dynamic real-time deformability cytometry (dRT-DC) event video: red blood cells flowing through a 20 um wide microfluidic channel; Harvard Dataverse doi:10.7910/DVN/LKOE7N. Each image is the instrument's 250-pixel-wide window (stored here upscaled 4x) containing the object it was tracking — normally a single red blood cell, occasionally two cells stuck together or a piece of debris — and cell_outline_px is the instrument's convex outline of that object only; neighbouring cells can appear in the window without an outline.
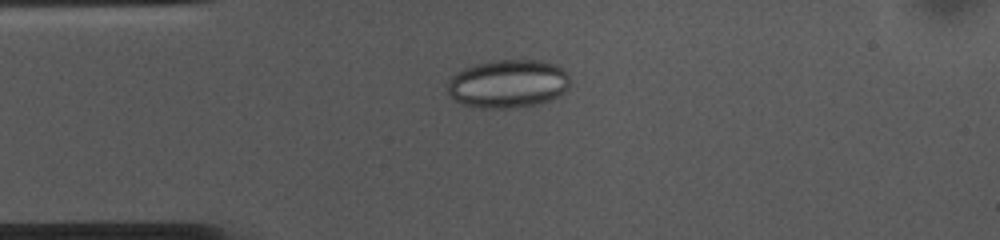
{"species": "common noctule bat (a hibernating species)", "species_latin": "Nyctalus noctula", "temperature_condition": "cold", "stored_images_in_passage": 54, "camera_frame_rate_fps": 3000, "um_per_image_px": 0.085, "animal": {"sex": "female", "body_mass_g": 10.0, "forearm_length_mm": 53.1}, "frame": {"image": 1, "passage_image": 12, "time_ms": 3.667, "image_size_px": [1000, 240], "cell_outline_px": [[568, 88], [564, 92], [548, 100], [536, 104], [516, 108], [480, 108], [464, 104], [456, 100], [448, 92], [448, 80], [452, 76], [464, 68], [476, 64], [492, 60], [540, 60], [556, 64], [564, 68], [568, 76]], "centroid_in_image_um": [43.19, 7.11], "position_along_channel_um": 41.8, "area_um2": 34.39}}
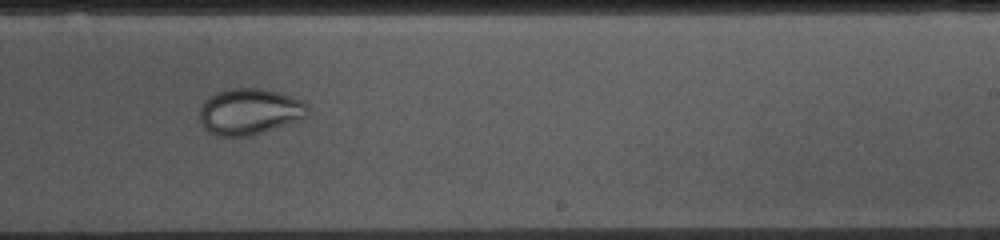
{"frame": {"image": 2, "passage_image": 32, "time_ms": 10.333, "image_size_px": [1000, 240], "cell_outline_px": [[308, 116], [300, 120], [252, 136], [216, 136], [208, 132], [204, 128], [200, 120], [200, 108], [204, 100], [208, 96], [216, 92], [232, 88], [264, 88], [280, 92], [304, 100], [308, 104]], "centroid_in_image_um": [21.23, 9.48], "position_along_channel_um": 267.8, "area_um2": 29.65}}
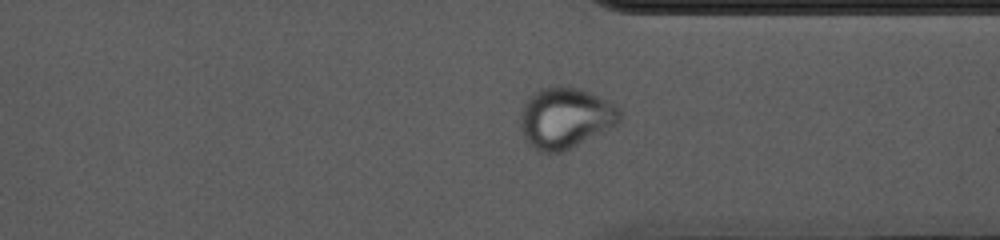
{"frame": {"image": 3, "passage_image": 40, "time_ms": 13.0, "image_size_px": [1000, 240], "cell_outline_px": [[624, 116], [616, 124], [572, 148], [560, 152], [540, 152], [524, 136], [520, 128], [520, 108], [524, 100], [528, 96], [540, 88], [576, 88], [600, 96], [620, 108]], "centroid_in_image_um": [48.04, 10.02], "position_along_channel_um": 363.4, "area_um2": 34.97}}